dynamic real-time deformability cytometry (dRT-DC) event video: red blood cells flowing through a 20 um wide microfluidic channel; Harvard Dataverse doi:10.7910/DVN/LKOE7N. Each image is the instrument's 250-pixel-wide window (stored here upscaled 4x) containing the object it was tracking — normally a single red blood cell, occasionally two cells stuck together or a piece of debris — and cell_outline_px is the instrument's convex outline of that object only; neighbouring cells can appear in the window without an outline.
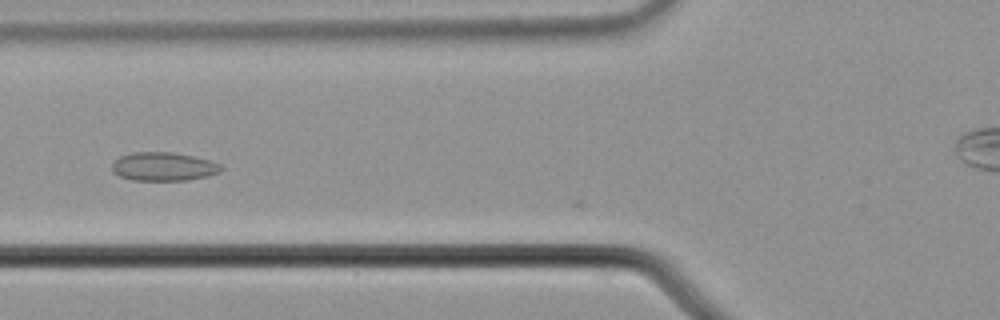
{"species": "common noctule bat (a hibernating species)", "species_latin": "Nyctalus noctula", "temperature_condition": "cold", "stored_images_in_passage": 37, "camera_frame_rate_fps": 3000, "um_per_image_px": 0.085, "animal": {"sex": "male", "body_mass_g": 21.5, "forearm_length_mm": 52.0}, "frame": {"image": 1, "passage_image": 2, "time_ms": 0.333, "image_size_px": [1000, 320], "cell_outline_px": [[224, 168], [220, 172], [208, 176], [184, 180], [132, 180], [120, 176], [112, 172], [112, 164], [120, 156], [132, 152], [172, 152], [192, 156], [208, 160], [220, 164]], "centroid_in_image_um": [13.89, 14.16], "position_along_channel_um": 111.9, "area_um2": 18.09}}
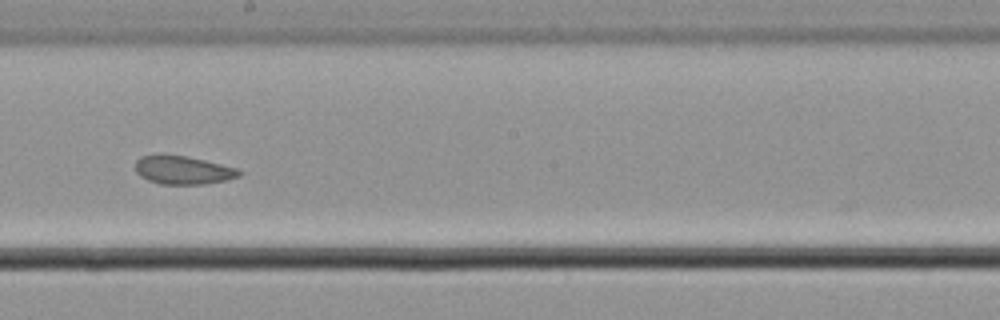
{"frame": {"image": 2, "passage_image": 12, "time_ms": 3.667, "image_size_px": [1000, 320], "cell_outline_px": [[244, 172], [240, 176], [224, 180], [204, 184], [160, 184], [148, 180], [140, 176], [136, 172], [136, 160], [140, 156], [156, 152], [160, 152], [188, 156], [236, 168]], "centroid_in_image_um": [15.49, 14.42], "position_along_channel_um": 232.7, "area_um2": 17.57}}
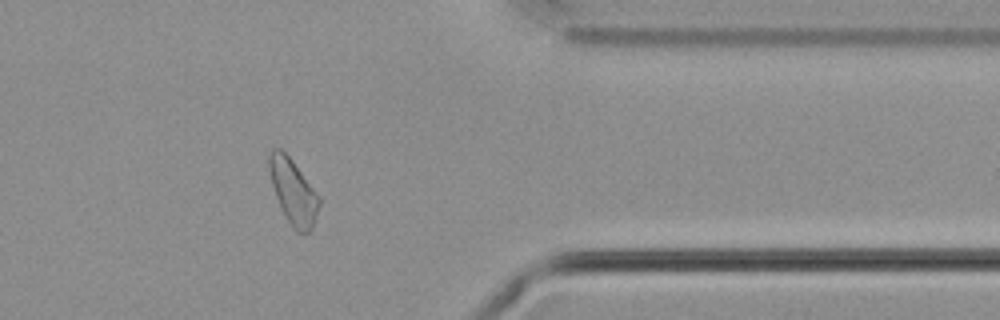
{"frame": {"image": 3, "passage_image": 26, "time_ms": 8.333, "image_size_px": [1000, 320], "cell_outline_px": [[320, 204], [312, 228], [308, 232], [296, 232], [280, 208], [272, 184], [268, 168], [268, 152], [272, 148], [280, 148], [292, 160], [320, 196]], "centroid_in_image_um": [24.91, 16.26], "position_along_channel_um": 386.5, "area_um2": 18.84}, "authors_computed_cell_mechanics": {"area_um2": 17.8024, "velocity_mm_per_s": 3.6333, "shape_relaxation_time_tau1_ms": null, "shape_relaxation_time_tau2_ms": 2.3802, "deformation_change_tau1": null, "deformation_change_tau2": 0.0329}}